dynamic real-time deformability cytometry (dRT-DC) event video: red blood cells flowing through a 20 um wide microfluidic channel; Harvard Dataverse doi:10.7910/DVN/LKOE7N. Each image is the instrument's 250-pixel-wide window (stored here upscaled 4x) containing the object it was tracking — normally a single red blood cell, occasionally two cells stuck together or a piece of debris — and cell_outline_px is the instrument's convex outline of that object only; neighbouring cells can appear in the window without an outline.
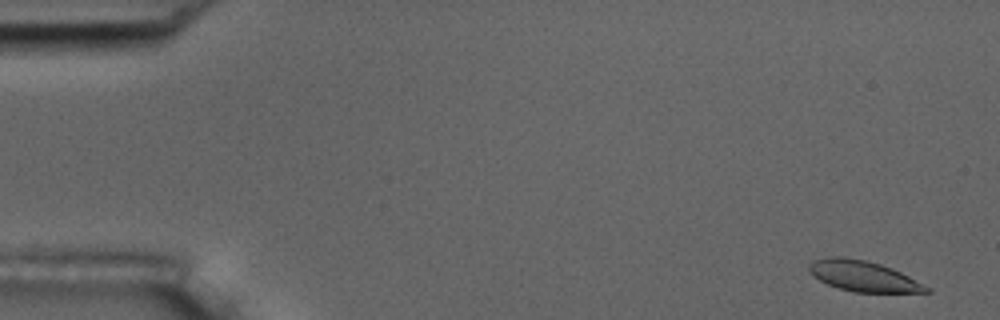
{"species": "common noctule bat (a hibernating species)", "species_latin": "Nyctalus noctula", "temperature_condition": "room temperature", "stored_images_in_passage": 5, "camera_frame_rate_fps": 3000, "um_per_image_px": 0.085, "animal": {"sex": "male", "body_mass_g": 17.5, "forearm_length_mm": 52.3}, "frame": {"image": 1, "passage_image": 1, "time_ms": 0.0, "image_size_px": [1000, 320], "cell_outline_px": [[932, 292], [852, 292], [828, 284], [812, 276], [808, 272], [808, 264], [816, 260], [828, 256], [844, 256], [864, 260], [880, 264], [892, 268], [932, 288]], "centroid_in_image_um": [73.36, 23.46], "position_along_channel_um": 11.6, "area_um2": 20.92}}
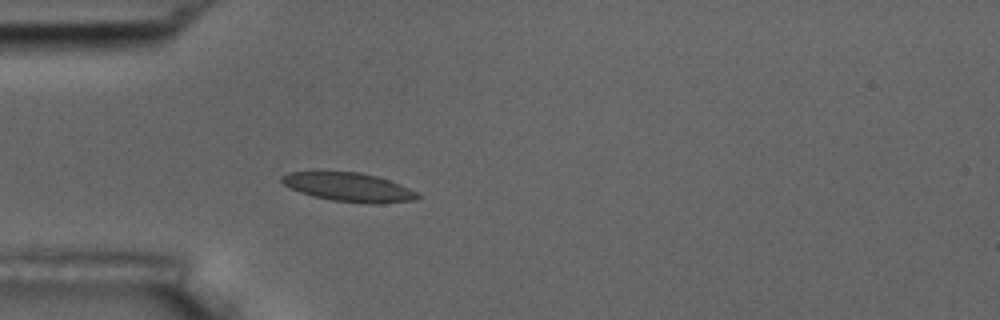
{"frame": {"image": 2, "passage_image": 5, "time_ms": 4.667, "image_size_px": [1000, 320], "cell_outline_px": [[420, 196], [412, 200], [376, 204], [368, 204], [332, 200], [312, 196], [300, 192], [284, 184], [280, 180], [280, 176], [288, 172], [360, 172], [376, 176], [400, 184], [416, 192]], "centroid_in_image_um": [29.62, 15.91], "position_along_channel_um": 55.4, "area_um2": 22.54}}